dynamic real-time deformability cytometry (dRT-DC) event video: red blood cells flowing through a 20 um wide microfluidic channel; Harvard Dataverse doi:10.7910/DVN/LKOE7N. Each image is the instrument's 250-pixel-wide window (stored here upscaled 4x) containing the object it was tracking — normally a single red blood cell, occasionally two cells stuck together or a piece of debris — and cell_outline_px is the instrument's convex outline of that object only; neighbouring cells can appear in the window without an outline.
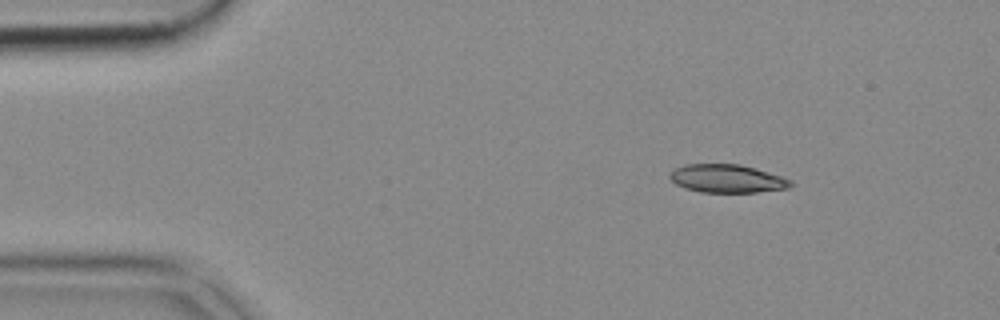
{"species": "common noctule bat (a hibernating species)", "species_latin": "Nyctalus noctula", "temperature_condition": "cold", "stored_images_in_passage": 46, "camera_frame_rate_fps": 3000, "um_per_image_px": 0.085, "animal": {"sex": "female", "body_mass_g": 18.4}, "frame": {"image": 1, "passage_image": 1, "time_ms": 0.0, "image_size_px": [1000, 320], "cell_outline_px": [[792, 184], [788, 188], [756, 192], [700, 192], [684, 188], [676, 184], [668, 176], [676, 168], [684, 164], [740, 164], [780, 176], [792, 180]], "centroid_in_image_um": [61.77, 15.18], "position_along_channel_um": 23.2, "area_um2": 19.65}}
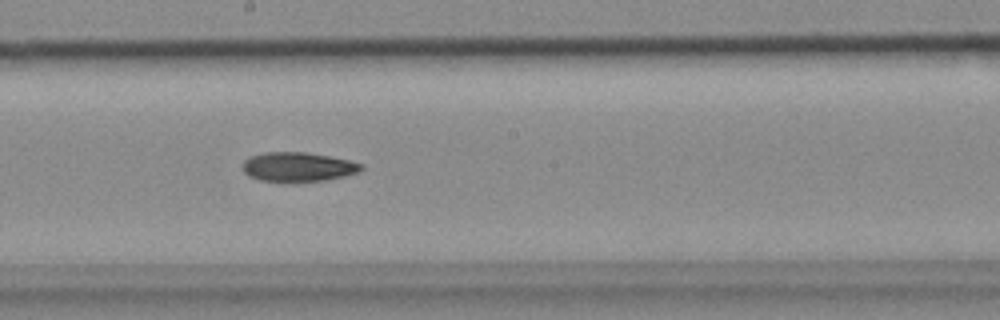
{"frame": {"image": 2, "passage_image": 22, "time_ms": 7.0, "image_size_px": [1000, 320], "cell_outline_px": [[364, 168], [360, 172], [344, 176], [324, 180], [260, 180], [248, 176], [244, 172], [244, 160], [248, 156], [264, 152], [304, 152], [328, 156], [348, 160], [364, 164]], "centroid_in_image_um": [25.34, 14.16], "position_along_channel_um": 222.9, "area_um2": 19.88}}
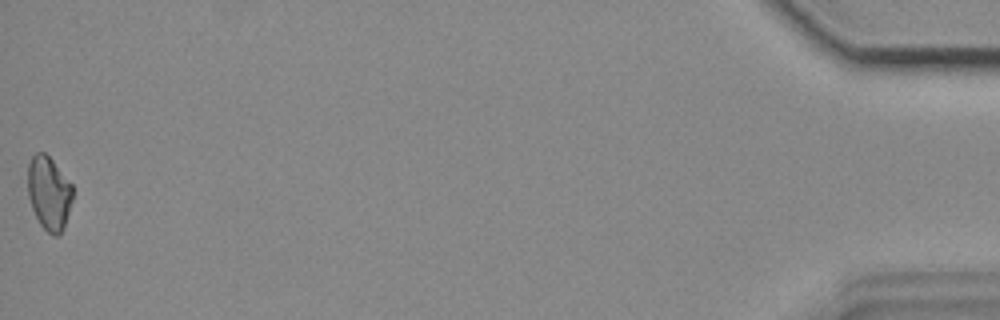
{"frame": {"image": 3, "passage_image": 46, "time_ms": 15.0, "image_size_px": [1000, 320], "cell_outline_px": [[72, 200], [64, 228], [60, 236], [52, 236], [40, 224], [32, 208], [28, 196], [28, 164], [32, 156], [36, 152], [44, 152], [52, 160], [72, 184]], "centroid_in_image_um": [4.16, 16.43], "position_along_channel_um": 431.0, "area_um2": 19.25}}